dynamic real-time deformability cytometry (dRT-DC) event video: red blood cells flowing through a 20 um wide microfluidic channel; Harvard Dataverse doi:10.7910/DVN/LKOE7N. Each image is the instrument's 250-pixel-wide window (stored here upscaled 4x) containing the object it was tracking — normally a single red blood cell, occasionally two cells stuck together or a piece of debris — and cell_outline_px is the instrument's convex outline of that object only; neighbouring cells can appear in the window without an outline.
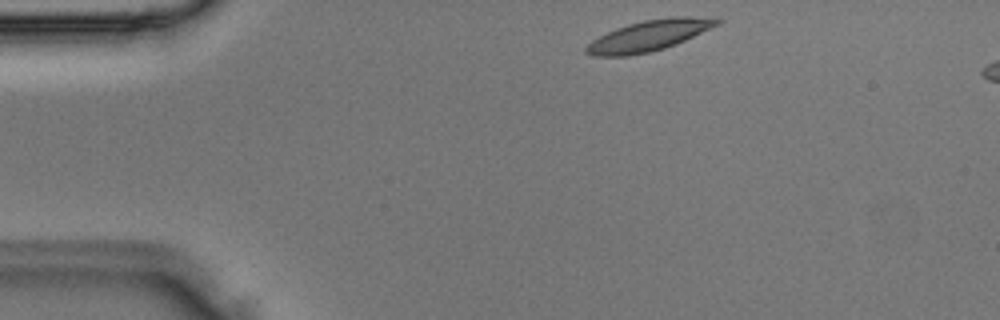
{"species": "Egyptian fruit bat (a non-hibernating species)", "species_latin": "Rousettus aegyptiacus", "temperature_condition": "room temperature", "stored_images_in_passage": 3, "camera_frame_rate_fps": 3000, "um_per_image_px": 0.085, "animal": {"sex": "male"}, "frame": {"image": 1, "passage_image": 1, "time_ms": 0.0, "image_size_px": [1000, 320], "cell_outline_px": [[724, 20], [720, 24], [676, 44], [664, 48], [648, 52], [628, 56], [592, 56], [584, 52], [584, 48], [592, 40], [616, 28], [628, 24], [644, 20], [672, 16], [692, 16]], "centroid_in_image_um": [55.15, 3.03], "position_along_channel_um": 29.9, "area_um2": 23.35}}